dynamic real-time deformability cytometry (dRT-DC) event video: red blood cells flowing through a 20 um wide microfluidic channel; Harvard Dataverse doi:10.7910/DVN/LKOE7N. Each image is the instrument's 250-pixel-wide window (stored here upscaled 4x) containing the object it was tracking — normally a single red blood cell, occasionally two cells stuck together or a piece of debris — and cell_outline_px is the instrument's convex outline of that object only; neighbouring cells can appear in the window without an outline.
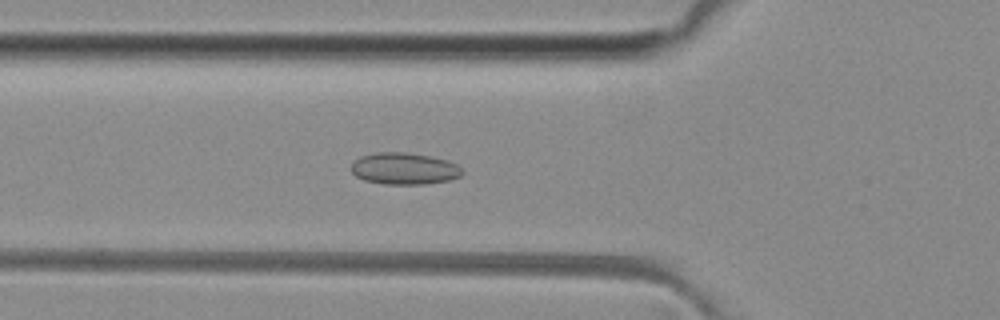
{"species": "common noctule bat (a hibernating species)", "species_latin": "Nyctalus noctula", "temperature_condition": "room temperature", "stored_images_in_passage": 42, "camera_frame_rate_fps": 3000, "um_per_image_px": 0.085, "animal": {"sex": "female", "body_mass_g": 29.2, "forearm_length_mm": 56.3}, "frame": {"image": 1, "passage_image": 9, "time_ms": 2.667, "image_size_px": [1000, 320], "cell_outline_px": [[464, 172], [460, 176], [448, 180], [428, 184], [384, 184], [364, 180], [356, 176], [352, 172], [352, 164], [360, 156], [376, 152], [404, 152], [428, 156], [448, 160], [456, 164]], "centroid_in_image_um": [34.36, 14.33], "position_along_channel_um": 91.4, "area_um2": 20.46}}
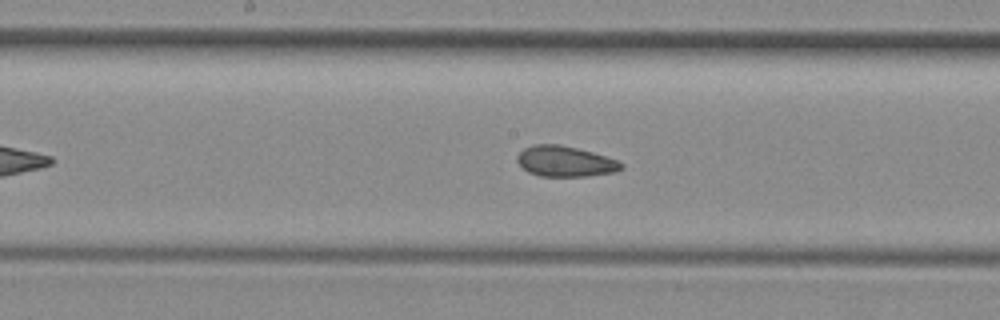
{"frame": {"image": 2, "passage_image": 17, "time_ms": 5.333, "image_size_px": [1000, 320], "cell_outline_px": [[624, 168], [616, 172], [588, 176], [540, 176], [528, 172], [516, 160], [516, 156], [524, 148], [536, 144], [560, 144], [592, 152], [616, 160], [624, 164]], "centroid_in_image_um": [48.04, 13.72], "position_along_channel_um": 200.2, "area_um2": 18.5}}
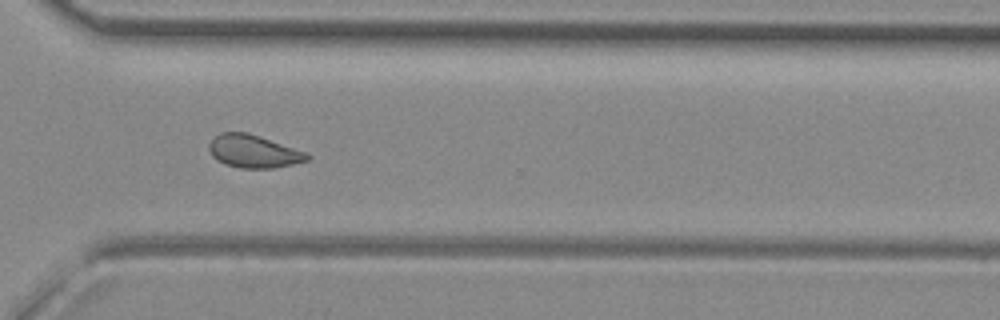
{"frame": {"image": 3, "passage_image": 28, "time_ms": 9.0, "image_size_px": [1000, 320], "cell_outline_px": [[312, 156], [308, 160], [292, 164], [272, 168], [240, 168], [224, 164], [212, 156], [208, 148], [208, 144], [220, 132], [248, 132], [308, 152]], "centroid_in_image_um": [21.57, 12.86], "position_along_channel_um": 349.0, "area_um2": 18.9}, "authors_computed_cell_mechanics": {"area_um2": 18.9006, "velocity_mm_per_s": 4.058, "shape_relaxation_time_tau1_ms": null, "shape_relaxation_time_tau2_ms": 2.85, "deformation_change_tau1": null, "deformation_change_tau2": 0.0903}}